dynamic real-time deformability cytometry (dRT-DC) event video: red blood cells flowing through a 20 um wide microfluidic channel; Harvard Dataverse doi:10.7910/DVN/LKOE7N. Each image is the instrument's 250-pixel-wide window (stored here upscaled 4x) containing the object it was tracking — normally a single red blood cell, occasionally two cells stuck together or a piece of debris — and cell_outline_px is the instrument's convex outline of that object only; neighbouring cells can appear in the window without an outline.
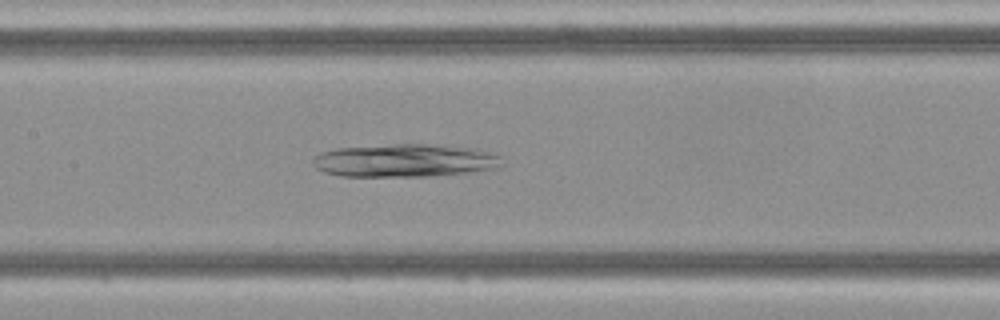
{"species": "Egyptian fruit bat (a non-hibernating species)", "species_latin": "Rousettus aegyptiacus", "temperature_condition": "cold", "stored_images_in_passage": 49, "camera_frame_rate_fps": 3000, "um_per_image_px": 0.085, "frame": {"image": 1, "passage_image": 23, "time_ms": 7.333, "image_size_px": [1000, 320], "cell_outline_px": [[504, 164], [496, 168], [432, 176], [340, 176], [324, 172], [316, 168], [312, 164], [312, 160], [320, 152], [336, 148], [396, 144], [428, 144], [472, 148], [488, 152], [500, 156]], "centroid_in_image_um": [34.36, 13.64], "position_along_channel_um": 173.0, "area_um2": 36.18}}
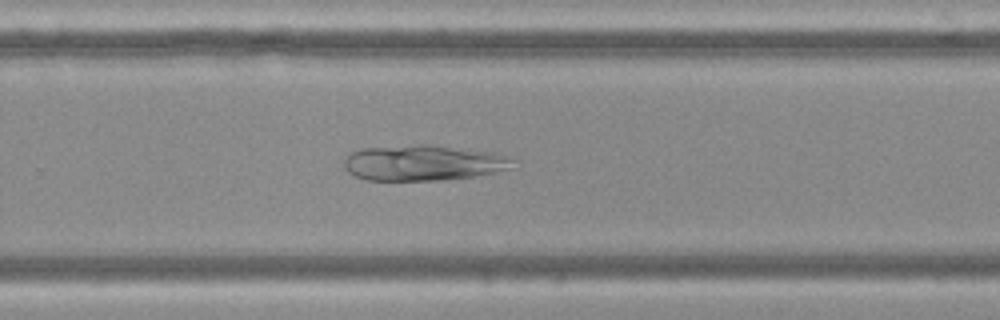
{"frame": {"image": 2, "passage_image": 32, "time_ms": 10.333, "image_size_px": [1000, 320], "cell_outline_px": [[520, 160], [512, 168], [496, 172], [472, 176], [444, 180], [364, 180], [348, 172], [344, 168], [344, 160], [348, 152], [360, 148], [420, 144], [428, 144], [500, 152], [512, 156]], "centroid_in_image_um": [36.07, 13.82], "position_along_channel_um": 293.7, "area_um2": 36.01}}
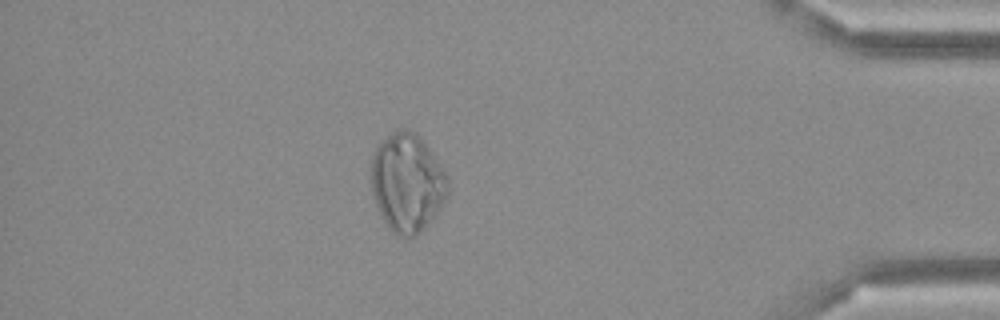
{"frame": {"image": 3, "passage_image": 43, "time_ms": 14.0, "image_size_px": [1000, 320], "cell_outline_px": [[448, 192], [436, 216], [416, 236], [400, 236], [392, 232], [380, 216], [372, 192], [372, 156], [380, 140], [392, 132], [400, 128], [408, 128], [416, 132], [424, 140], [448, 176]], "centroid_in_image_um": [34.62, 15.5], "position_along_channel_um": 400.6, "area_um2": 44.33}}